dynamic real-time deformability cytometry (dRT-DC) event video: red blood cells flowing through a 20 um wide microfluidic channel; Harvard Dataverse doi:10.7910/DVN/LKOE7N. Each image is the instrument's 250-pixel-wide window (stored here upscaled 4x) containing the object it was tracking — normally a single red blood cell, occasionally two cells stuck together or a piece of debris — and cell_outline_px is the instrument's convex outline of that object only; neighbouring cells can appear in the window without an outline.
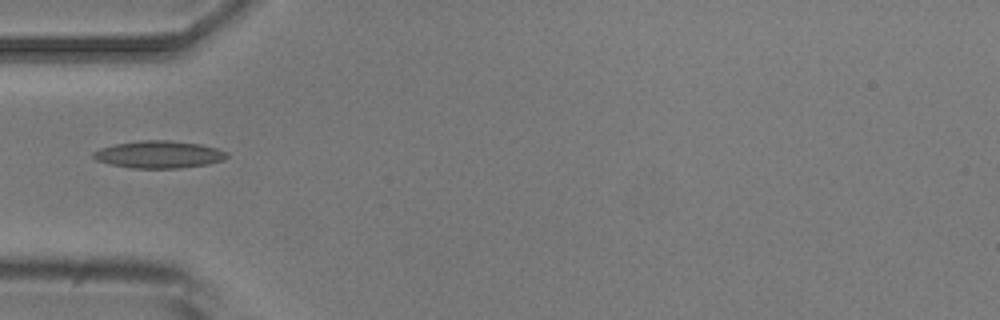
{"species": "common noctule bat (a hibernating species)", "species_latin": "Nyctalus noctula", "temperature_condition": "room temperature", "stored_images_in_passage": 9, "camera_frame_rate_fps": 3000, "um_per_image_px": 0.085, "animal": {"sex": "male", "body_mass_g": 20.5, "forearm_length_mm": 52.5}, "frame": {"image": 1, "passage_image": 4, "time_ms": 3.667, "image_size_px": [1000, 320], "cell_outline_px": [[228, 156], [224, 160], [208, 164], [180, 168], [132, 168], [112, 164], [96, 160], [92, 156], [92, 152], [100, 148], [116, 144], [140, 140], [168, 140], [200, 144], [216, 148], [228, 152]], "centroid_in_image_um": [13.52, 13.13], "position_along_channel_um": 71.5, "area_um2": 21.21}}
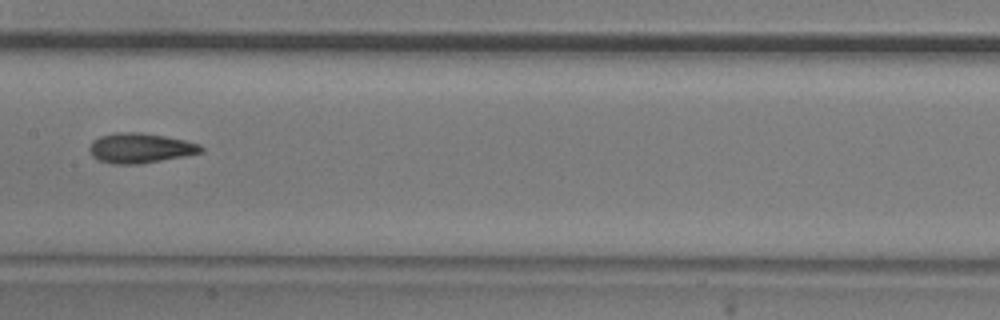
{"frame": {"image": 2, "passage_image": 7, "time_ms": 7.0, "image_size_px": [1000, 320], "cell_outline_px": [[204, 152], [184, 156], [140, 164], [112, 164], [96, 160], [92, 156], [88, 148], [92, 140], [100, 136], [112, 132], [140, 132], [164, 136], [184, 140], [200, 144], [204, 148]], "centroid_in_image_um": [11.88, 12.58], "position_along_channel_um": 195.5, "area_um2": 19.71}}
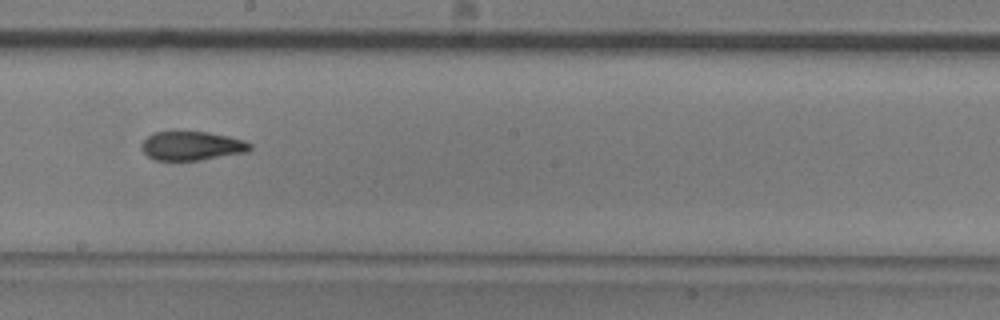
{"frame": {"image": 3, "passage_image": 8, "time_ms": 8.0, "image_size_px": [1000, 320], "cell_outline_px": [[252, 148], [248, 152], [200, 160], [156, 160], [148, 156], [140, 148], [140, 144], [152, 132], [172, 128], [176, 128], [208, 132], [228, 136], [244, 140], [252, 144]], "centroid_in_image_um": [16.26, 12.34], "position_along_channel_um": 231.9, "area_um2": 19.19}}